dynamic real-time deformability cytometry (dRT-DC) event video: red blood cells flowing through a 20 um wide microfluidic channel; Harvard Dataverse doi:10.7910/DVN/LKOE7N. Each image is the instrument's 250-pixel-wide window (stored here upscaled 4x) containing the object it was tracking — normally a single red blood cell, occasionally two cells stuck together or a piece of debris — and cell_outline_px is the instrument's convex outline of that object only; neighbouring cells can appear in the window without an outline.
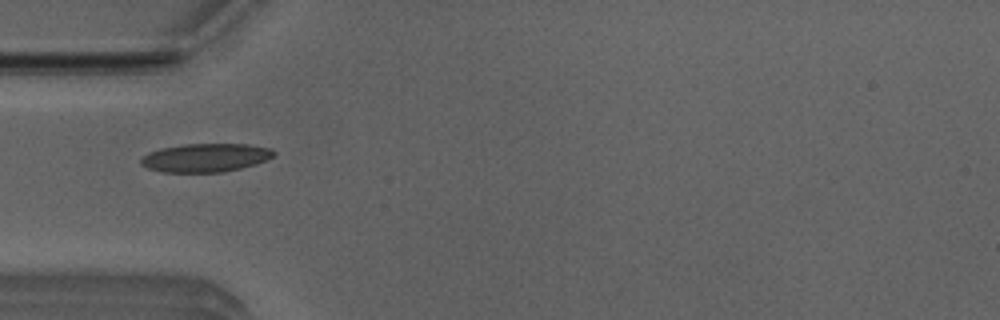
{"species": "Egyptian fruit bat (a non-hibernating species)", "species_latin": "Rousettus aegyptiacus", "temperature_condition": "room temperature", "stored_images_in_passage": 7, "camera_frame_rate_fps": 3000, "um_per_image_px": 0.085, "animal": {"sex": "male"}, "frame": {"image": 1, "passage_image": 5, "time_ms": 1.333, "image_size_px": [1000, 320], "cell_outline_px": [[276, 152], [268, 160], [256, 164], [224, 172], [164, 172], [148, 168], [140, 164], [140, 160], [148, 152], [160, 148], [184, 144], [248, 144], [272, 148]], "centroid_in_image_um": [17.49, 13.4], "position_along_channel_um": 67.5, "area_um2": 22.14}}